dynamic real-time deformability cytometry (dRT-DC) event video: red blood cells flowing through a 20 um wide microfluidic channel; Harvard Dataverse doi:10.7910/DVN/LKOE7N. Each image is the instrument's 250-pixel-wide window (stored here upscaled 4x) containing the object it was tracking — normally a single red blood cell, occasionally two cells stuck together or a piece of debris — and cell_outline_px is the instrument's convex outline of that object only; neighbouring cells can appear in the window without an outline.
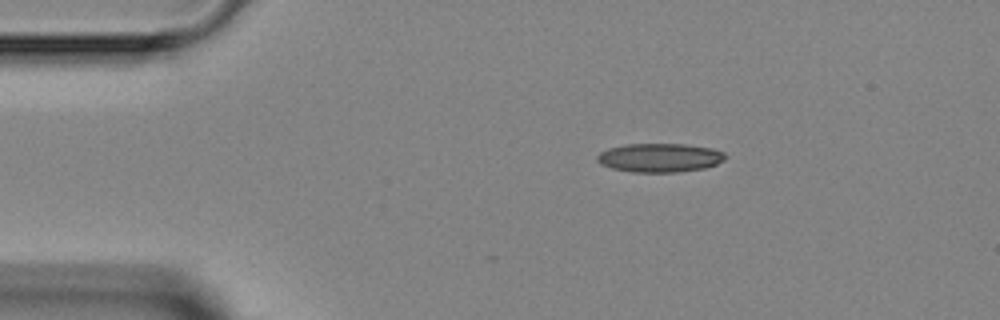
{"species": "Egyptian fruit bat (a non-hibernating species)", "species_latin": "Rousettus aegyptiacus", "temperature_condition": "room temperature", "stored_images_in_passage": 3, "camera_frame_rate_fps": 3000, "um_per_image_px": 0.085, "animal": {"sex": "female"}, "frame": {"image": 1, "passage_image": 1, "time_ms": 0.0, "image_size_px": [1000, 320], "cell_outline_px": [[728, 156], [724, 160], [716, 164], [704, 168], [676, 172], [632, 172], [612, 168], [600, 164], [596, 160], [596, 156], [600, 152], [608, 148], [624, 144], [688, 144], [712, 148], [724, 152]], "centroid_in_image_um": [56.07, 13.4], "position_along_channel_um": 28.9, "area_um2": 21.68}}